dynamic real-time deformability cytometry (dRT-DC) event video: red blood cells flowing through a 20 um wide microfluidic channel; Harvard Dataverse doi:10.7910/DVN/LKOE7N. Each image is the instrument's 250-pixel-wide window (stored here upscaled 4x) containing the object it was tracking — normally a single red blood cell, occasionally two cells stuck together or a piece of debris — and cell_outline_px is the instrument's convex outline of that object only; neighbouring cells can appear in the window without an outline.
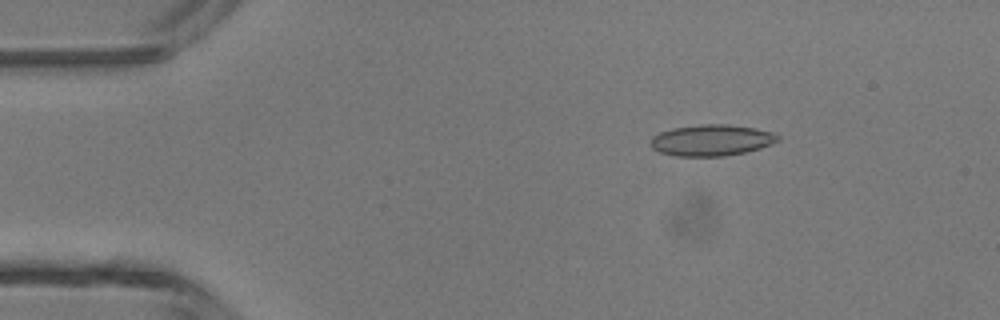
{"species": "common noctule bat (a hibernating species)", "species_latin": "Nyctalus noctula", "temperature_condition": "room temperature", "stored_images_in_passage": 47, "camera_frame_rate_fps": 3000, "um_per_image_px": 0.085, "animal": {"sex": "male", "body_mass_g": 13.3}, "frame": {"image": 1, "passage_image": 7, "time_ms": 2.0, "image_size_px": [1000, 320], "cell_outline_px": [[780, 140], [772, 144], [760, 148], [744, 152], [724, 156], [676, 156], [660, 152], [652, 148], [652, 136], [660, 132], [672, 128], [700, 124], [728, 124], [756, 128], [776, 132], [780, 136]], "centroid_in_image_um": [60.53, 11.91], "position_along_channel_um": 24.5, "area_um2": 23.29}}
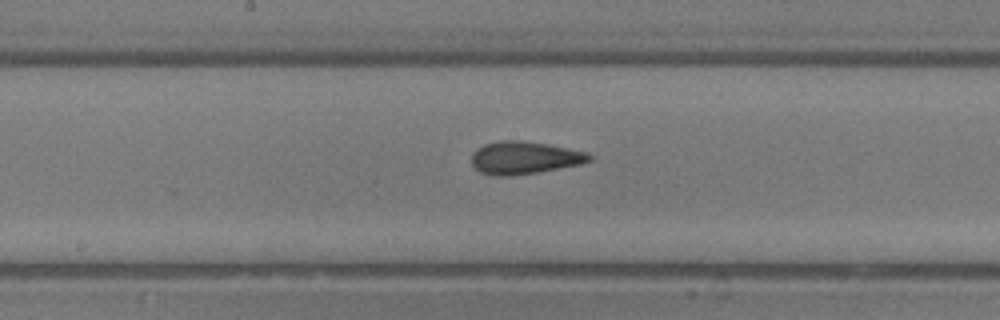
{"frame": {"image": 2, "passage_image": 24, "time_ms": 7.667, "image_size_px": [1000, 320], "cell_outline_px": [[592, 160], [580, 164], [540, 172], [508, 176], [492, 176], [480, 172], [472, 164], [472, 152], [476, 148], [484, 144], [500, 140], [520, 140], [548, 144], [588, 152], [592, 156]], "centroid_in_image_um": [44.56, 13.41], "position_along_channel_um": 203.6, "area_um2": 22.6}}
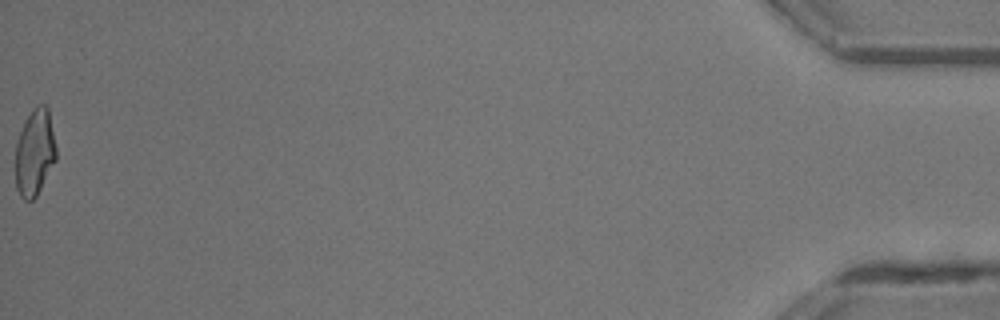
{"frame": {"image": 3, "passage_image": 47, "time_ms": 15.333, "image_size_px": [1000, 320], "cell_outline_px": [[56, 160], [36, 196], [32, 200], [24, 200], [20, 196], [16, 188], [16, 140], [24, 120], [32, 108], [36, 104], [44, 104], [48, 108], [56, 148]], "centroid_in_image_um": [2.94, 12.93], "position_along_channel_um": 432.3, "area_um2": 20.63}, "authors_computed_cell_mechanics": {"area_um2": 21.675, "velocity_mm_per_s": 4.3891, "shape_relaxation_time_tau1_ms": 9.6816, "shape_relaxation_time_tau2_ms": 1.8268, "deformation_change_tau1": 0.2475, "deformation_change_tau2": 0.0828}}